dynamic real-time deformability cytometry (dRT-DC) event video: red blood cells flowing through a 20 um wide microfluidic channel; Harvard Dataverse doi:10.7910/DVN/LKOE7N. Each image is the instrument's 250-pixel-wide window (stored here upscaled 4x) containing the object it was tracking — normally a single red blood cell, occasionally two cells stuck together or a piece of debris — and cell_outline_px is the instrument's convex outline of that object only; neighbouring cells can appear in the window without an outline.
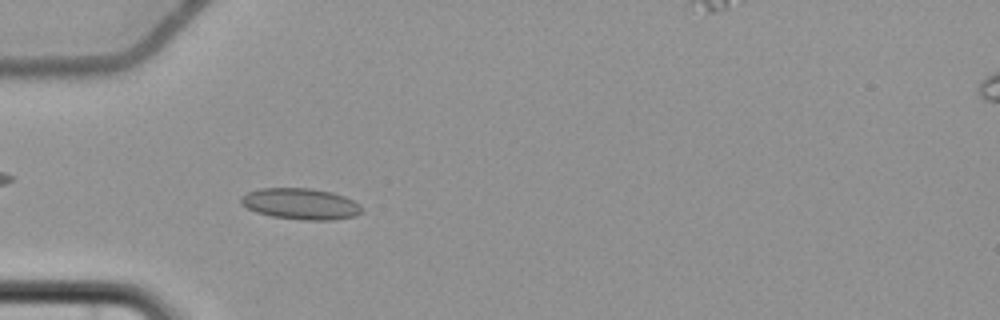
{"species": "common noctule bat (a hibernating species)", "species_latin": "Nyctalus noctula", "temperature_condition": "cold", "stored_images_in_passage": 49, "segment_of_instrument_passage": [1, 2], "camera_frame_rate_fps": 3000, "um_per_image_px": 0.085, "animal": {"sex": "female", "body_mass_g": 22.7, "forearm_length_mm": 54.2}, "frame": {"image": 1, "passage_image": 9, "time_ms": 2.667, "image_size_px": [1000, 320], "cell_outline_px": [[364, 208], [356, 216], [332, 220], [300, 220], [272, 216], [256, 212], [240, 204], [240, 196], [248, 192], [260, 188], [312, 188], [332, 192], [344, 196], [360, 204]], "centroid_in_image_um": [25.55, 17.33], "position_along_channel_um": 59.4, "area_um2": 22.14}}
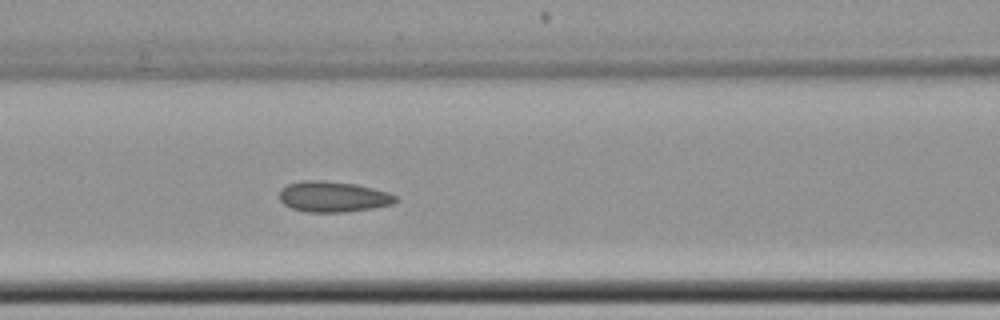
{"frame": {"image": 2, "passage_image": 16, "time_ms": 5.0, "image_size_px": [1000, 320], "cell_outline_px": [[400, 200], [392, 204], [372, 208], [340, 212], [308, 212], [292, 208], [284, 204], [280, 200], [280, 188], [288, 184], [300, 180], [324, 180], [356, 184], [388, 192], [396, 196]], "centroid_in_image_um": [28.3, 16.7], "position_along_channel_um": 138.3, "area_um2": 20.81}}
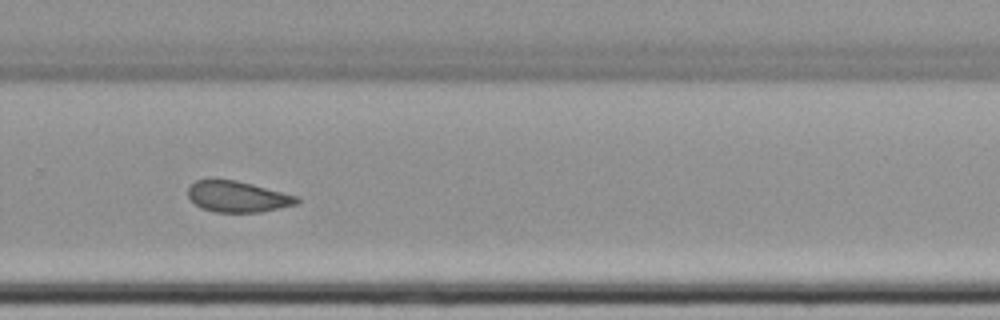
{"frame": {"image": 3, "passage_image": 30, "time_ms": 9.667, "image_size_px": [1000, 320], "cell_outline_px": [[300, 200], [296, 204], [260, 212], [212, 212], [200, 208], [188, 196], [188, 188], [196, 180], [236, 180], [300, 196]], "centroid_in_image_um": [20.21, 16.72], "position_along_channel_um": 309.6, "area_um2": 19.59}}